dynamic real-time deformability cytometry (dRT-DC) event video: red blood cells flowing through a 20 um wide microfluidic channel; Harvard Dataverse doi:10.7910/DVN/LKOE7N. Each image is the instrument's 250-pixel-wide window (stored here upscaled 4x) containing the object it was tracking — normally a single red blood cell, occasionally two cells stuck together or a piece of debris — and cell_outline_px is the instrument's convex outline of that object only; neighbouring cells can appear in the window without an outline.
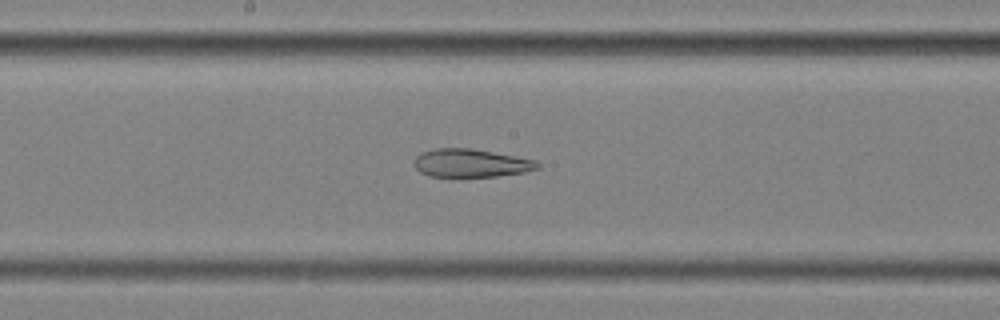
{"species": "common noctule bat (a hibernating species)", "species_latin": "Nyctalus noctula", "temperature_condition": "cold", "stored_images_in_passage": 54, "camera_frame_rate_fps": 3000, "um_per_image_px": 0.085, "animal": {"sex": "female", "body_mass_g": 25.1}, "frame": {"image": 1, "passage_image": 29, "time_ms": 9.333, "image_size_px": [1000, 320], "cell_outline_px": [[540, 168], [524, 172], [496, 176], [460, 180], [456, 180], [428, 176], [420, 172], [412, 164], [416, 156], [420, 152], [436, 148], [472, 148], [536, 160], [540, 164]], "centroid_in_image_um": [39.96, 13.91], "position_along_channel_um": 208.2, "area_um2": 21.33}}
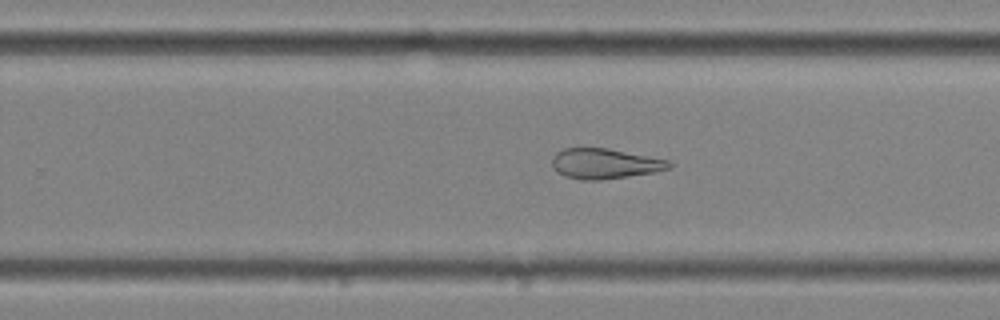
{"frame": {"image": 2, "passage_image": 35, "time_ms": 11.333, "image_size_px": [1000, 320], "cell_outline_px": [[676, 164], [672, 168], [656, 172], [600, 180], [580, 180], [564, 176], [556, 172], [552, 168], [552, 156], [556, 152], [564, 148], [608, 148], [668, 160]], "centroid_in_image_um": [51.41, 13.91], "position_along_channel_um": 278.4, "area_um2": 20.92}}
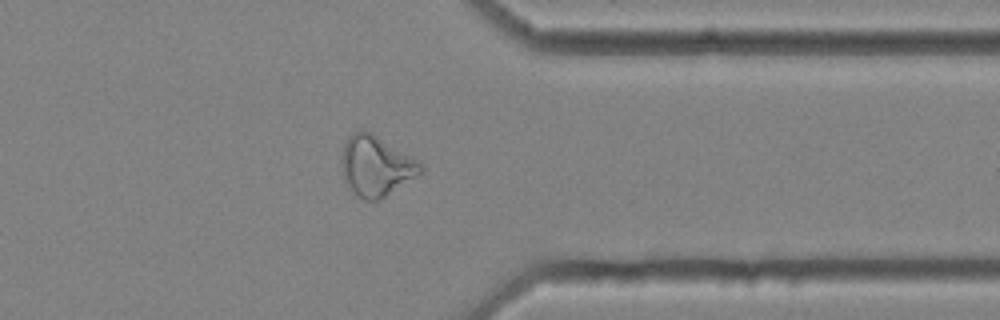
{"frame": {"image": 3, "passage_image": 44, "time_ms": 14.333, "image_size_px": [1000, 320], "cell_outline_px": [[424, 168], [420, 172], [380, 200], [364, 200], [356, 196], [348, 188], [344, 180], [340, 160], [344, 144], [348, 136], [352, 132], [360, 128], [364, 128], [372, 132], [424, 164]], "centroid_in_image_um": [31.9, 14.08], "position_along_channel_um": 379.5, "area_um2": 27.92}}